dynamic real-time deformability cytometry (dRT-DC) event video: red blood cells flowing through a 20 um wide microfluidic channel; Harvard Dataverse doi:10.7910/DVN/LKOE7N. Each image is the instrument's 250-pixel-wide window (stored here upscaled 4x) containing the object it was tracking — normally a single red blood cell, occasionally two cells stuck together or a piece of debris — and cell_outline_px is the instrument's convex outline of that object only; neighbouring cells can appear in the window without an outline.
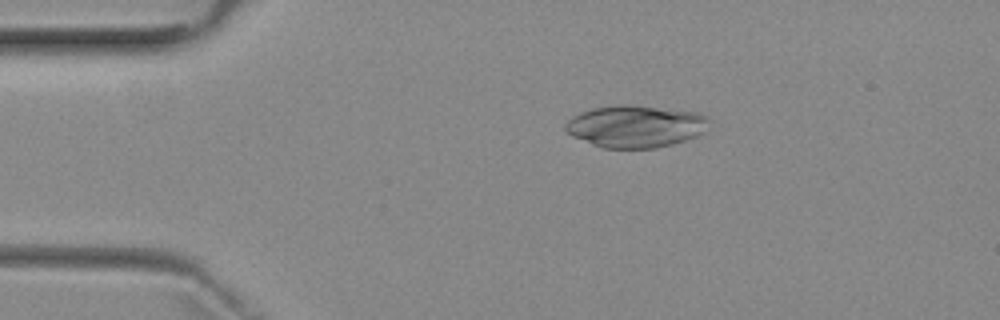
{"species": "common noctule bat (a hibernating species)", "species_latin": "Nyctalus noctula", "temperature_condition": "room temperature", "stored_images_in_passage": 7, "camera_frame_rate_fps": 3000, "um_per_image_px": 0.085, "animal": {"sex": "female", "body_mass_g": 29.2, "forearm_length_mm": 56.3}, "frame": {"image": 1, "passage_image": 3, "time_ms": 2.667, "image_size_px": [1000, 320], "cell_outline_px": [[708, 120], [704, 132], [696, 136], [672, 144], [656, 148], [604, 148], [592, 144], [572, 136], [564, 128], [564, 124], [572, 116], [580, 112], [592, 108], [620, 104], [628, 104], [696, 112], [708, 116]], "centroid_in_image_um": [53.99, 10.73], "position_along_channel_um": 31.0, "area_um2": 35.2}}
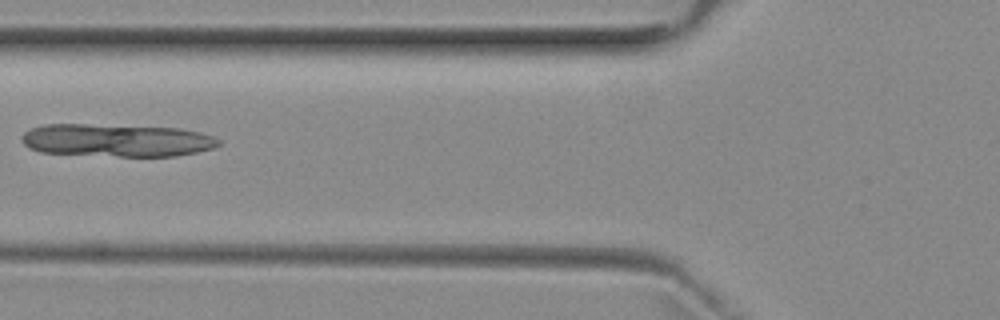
{"frame": {"image": 2, "passage_image": 6, "time_ms": 6.0, "image_size_px": [1000, 320], "cell_outline_px": [[220, 144], [212, 148], [196, 152], [176, 156], [120, 156], [40, 152], [28, 148], [20, 140], [20, 136], [24, 132], [32, 128], [44, 124], [84, 124], [180, 128], [200, 132], [212, 136], [220, 140]], "centroid_in_image_um": [9.89, 11.92], "position_along_channel_um": 115.9, "area_um2": 37.57}}